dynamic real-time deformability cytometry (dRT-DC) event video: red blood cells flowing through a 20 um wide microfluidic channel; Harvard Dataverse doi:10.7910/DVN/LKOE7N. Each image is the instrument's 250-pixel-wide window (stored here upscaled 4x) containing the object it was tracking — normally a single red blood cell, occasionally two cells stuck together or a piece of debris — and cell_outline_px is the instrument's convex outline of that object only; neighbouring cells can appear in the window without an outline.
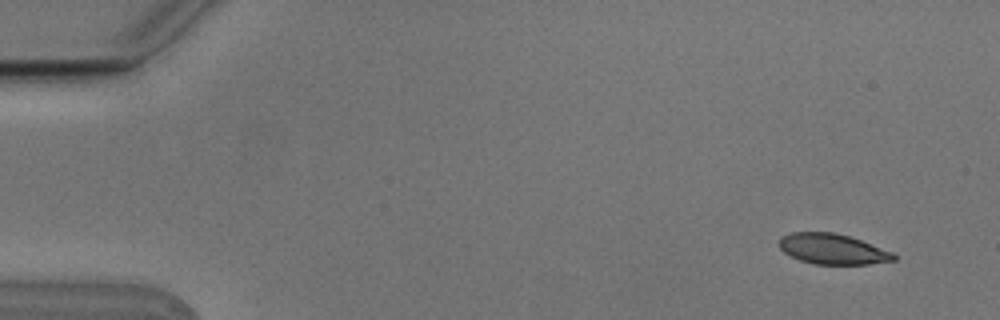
{"species": "Egyptian fruit bat (a non-hibernating species)", "species_latin": "Rousettus aegyptiacus", "temperature_condition": "cold", "stored_images_in_passage": 7, "camera_frame_rate_fps": 3000, "um_per_image_px": 0.085, "animal": {"sex": "male"}, "frame": {"image": 1, "passage_image": 1, "time_ms": 0.0, "image_size_px": [1000, 320], "cell_outline_px": [[896, 260], [868, 264], [812, 264], [800, 260], [784, 252], [780, 248], [780, 236], [792, 232], [832, 232], [848, 236], [860, 240], [892, 252], [896, 256]], "centroid_in_image_um": [70.75, 21.17], "position_along_channel_um": 14.3, "area_um2": 20.11}}
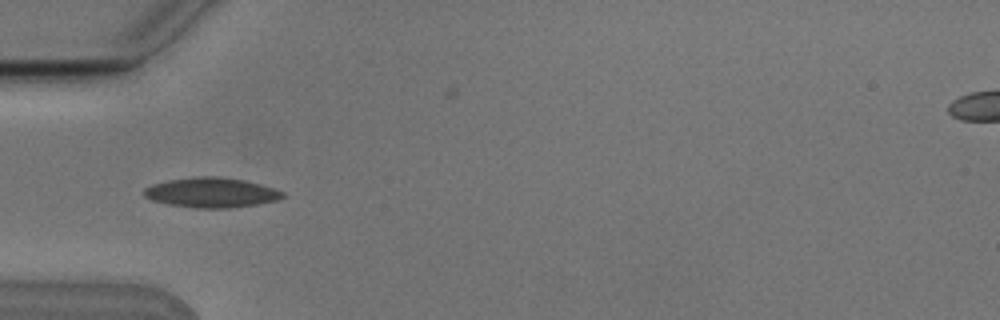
{"frame": {"image": 2, "passage_image": 5, "time_ms": 1.333, "image_size_px": [1000, 320], "cell_outline_px": [[284, 196], [276, 200], [260, 204], [228, 208], [196, 208], [168, 204], [152, 200], [144, 196], [144, 188], [152, 184], [168, 180], [196, 176], [216, 176], [244, 180], [260, 184], [284, 192]], "centroid_in_image_um": [17.95, 16.37], "position_along_channel_um": 67.1, "area_um2": 24.1}}
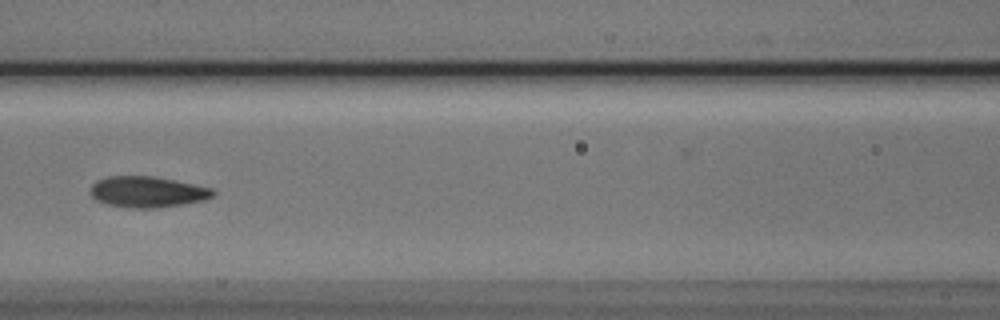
{"frame": {"image": 3, "passage_image": 7, "time_ms": 2.0, "image_size_px": [1000, 320], "cell_outline_px": [[216, 192], [212, 196], [204, 200], [184, 204], [160, 208], [132, 208], [108, 204], [96, 200], [92, 196], [92, 184], [96, 180], [108, 176], [152, 176], [216, 188]], "centroid_in_image_um": [12.58, 16.31], "position_along_channel_um": 154.0, "area_um2": 22.2}}